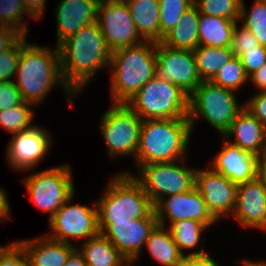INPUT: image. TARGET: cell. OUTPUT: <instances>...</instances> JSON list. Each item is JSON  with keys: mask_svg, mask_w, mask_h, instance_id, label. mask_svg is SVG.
I'll list each match as a JSON object with an SVG mask.
<instances>
[{"mask_svg": "<svg viewBox=\"0 0 266 266\" xmlns=\"http://www.w3.org/2000/svg\"><path fill=\"white\" fill-rule=\"evenodd\" d=\"M27 12L36 20L44 15L46 0H22Z\"/></svg>", "mask_w": 266, "mask_h": 266, "instance_id": "43", "label": "cell"}, {"mask_svg": "<svg viewBox=\"0 0 266 266\" xmlns=\"http://www.w3.org/2000/svg\"><path fill=\"white\" fill-rule=\"evenodd\" d=\"M17 242L28 255L31 266H64L69 255L77 248L74 244L51 239L45 234Z\"/></svg>", "mask_w": 266, "mask_h": 266, "instance_id": "22", "label": "cell"}, {"mask_svg": "<svg viewBox=\"0 0 266 266\" xmlns=\"http://www.w3.org/2000/svg\"><path fill=\"white\" fill-rule=\"evenodd\" d=\"M58 48L63 79L76 95L98 70L109 66L112 55L97 22L70 35Z\"/></svg>", "mask_w": 266, "mask_h": 266, "instance_id": "1", "label": "cell"}, {"mask_svg": "<svg viewBox=\"0 0 266 266\" xmlns=\"http://www.w3.org/2000/svg\"><path fill=\"white\" fill-rule=\"evenodd\" d=\"M199 15L200 12L193 3L182 14L176 26L164 36L162 43L174 49H196L199 46Z\"/></svg>", "mask_w": 266, "mask_h": 266, "instance_id": "24", "label": "cell"}, {"mask_svg": "<svg viewBox=\"0 0 266 266\" xmlns=\"http://www.w3.org/2000/svg\"><path fill=\"white\" fill-rule=\"evenodd\" d=\"M97 23L112 52L144 42L134 25L125 0L99 1Z\"/></svg>", "mask_w": 266, "mask_h": 266, "instance_id": "12", "label": "cell"}, {"mask_svg": "<svg viewBox=\"0 0 266 266\" xmlns=\"http://www.w3.org/2000/svg\"><path fill=\"white\" fill-rule=\"evenodd\" d=\"M154 211L158 225L164 227L167 224L166 218L170 224L189 219L202 222L208 228L218 222L208 211L206 203L196 187L162 198L154 206Z\"/></svg>", "mask_w": 266, "mask_h": 266, "instance_id": "16", "label": "cell"}, {"mask_svg": "<svg viewBox=\"0 0 266 266\" xmlns=\"http://www.w3.org/2000/svg\"><path fill=\"white\" fill-rule=\"evenodd\" d=\"M235 91L220 87L211 81H202L189 95L191 130L199 117L207 121L223 136L230 128L236 115L244 108L238 104Z\"/></svg>", "mask_w": 266, "mask_h": 266, "instance_id": "6", "label": "cell"}, {"mask_svg": "<svg viewBox=\"0 0 266 266\" xmlns=\"http://www.w3.org/2000/svg\"><path fill=\"white\" fill-rule=\"evenodd\" d=\"M194 3V0H159L160 42L179 22L182 14Z\"/></svg>", "mask_w": 266, "mask_h": 266, "instance_id": "33", "label": "cell"}, {"mask_svg": "<svg viewBox=\"0 0 266 266\" xmlns=\"http://www.w3.org/2000/svg\"><path fill=\"white\" fill-rule=\"evenodd\" d=\"M64 266H87L83 255L76 248L68 257Z\"/></svg>", "mask_w": 266, "mask_h": 266, "instance_id": "48", "label": "cell"}, {"mask_svg": "<svg viewBox=\"0 0 266 266\" xmlns=\"http://www.w3.org/2000/svg\"><path fill=\"white\" fill-rule=\"evenodd\" d=\"M157 225L156 218H139L98 223V228L127 260L137 261L145 242Z\"/></svg>", "mask_w": 266, "mask_h": 266, "instance_id": "15", "label": "cell"}, {"mask_svg": "<svg viewBox=\"0 0 266 266\" xmlns=\"http://www.w3.org/2000/svg\"><path fill=\"white\" fill-rule=\"evenodd\" d=\"M23 102L14 81L0 82V111L7 110Z\"/></svg>", "mask_w": 266, "mask_h": 266, "instance_id": "40", "label": "cell"}, {"mask_svg": "<svg viewBox=\"0 0 266 266\" xmlns=\"http://www.w3.org/2000/svg\"><path fill=\"white\" fill-rule=\"evenodd\" d=\"M223 137L256 156L266 153V126L245 108L236 115Z\"/></svg>", "mask_w": 266, "mask_h": 266, "instance_id": "21", "label": "cell"}, {"mask_svg": "<svg viewBox=\"0 0 266 266\" xmlns=\"http://www.w3.org/2000/svg\"><path fill=\"white\" fill-rule=\"evenodd\" d=\"M156 56L155 76L179 86L188 95L202 82L192 50L174 49L158 42Z\"/></svg>", "mask_w": 266, "mask_h": 266, "instance_id": "13", "label": "cell"}, {"mask_svg": "<svg viewBox=\"0 0 266 266\" xmlns=\"http://www.w3.org/2000/svg\"><path fill=\"white\" fill-rule=\"evenodd\" d=\"M237 21L210 16L199 15V46L231 47L233 29Z\"/></svg>", "mask_w": 266, "mask_h": 266, "instance_id": "27", "label": "cell"}, {"mask_svg": "<svg viewBox=\"0 0 266 266\" xmlns=\"http://www.w3.org/2000/svg\"><path fill=\"white\" fill-rule=\"evenodd\" d=\"M74 194L61 206V208L49 219L51 230L48 237L57 241L71 243L70 237L79 241L88 240L98 235V208L97 203L92 207L71 204Z\"/></svg>", "mask_w": 266, "mask_h": 266, "instance_id": "11", "label": "cell"}, {"mask_svg": "<svg viewBox=\"0 0 266 266\" xmlns=\"http://www.w3.org/2000/svg\"><path fill=\"white\" fill-rule=\"evenodd\" d=\"M198 74L202 81H210L234 54L231 47L198 46L193 50Z\"/></svg>", "mask_w": 266, "mask_h": 266, "instance_id": "29", "label": "cell"}, {"mask_svg": "<svg viewBox=\"0 0 266 266\" xmlns=\"http://www.w3.org/2000/svg\"><path fill=\"white\" fill-rule=\"evenodd\" d=\"M22 49L23 36L10 48L0 52V82L14 81L13 76L15 77Z\"/></svg>", "mask_w": 266, "mask_h": 266, "instance_id": "36", "label": "cell"}, {"mask_svg": "<svg viewBox=\"0 0 266 266\" xmlns=\"http://www.w3.org/2000/svg\"><path fill=\"white\" fill-rule=\"evenodd\" d=\"M107 186L103 196L96 200L98 223L156 218L150 198L129 172L116 173Z\"/></svg>", "mask_w": 266, "mask_h": 266, "instance_id": "5", "label": "cell"}, {"mask_svg": "<svg viewBox=\"0 0 266 266\" xmlns=\"http://www.w3.org/2000/svg\"><path fill=\"white\" fill-rule=\"evenodd\" d=\"M136 262H138V261H136V260H127L125 263H123L121 266H136Z\"/></svg>", "mask_w": 266, "mask_h": 266, "instance_id": "50", "label": "cell"}, {"mask_svg": "<svg viewBox=\"0 0 266 266\" xmlns=\"http://www.w3.org/2000/svg\"><path fill=\"white\" fill-rule=\"evenodd\" d=\"M223 140L225 143L212 159L211 168L237 185L257 178L258 156L240 149L224 137Z\"/></svg>", "mask_w": 266, "mask_h": 266, "instance_id": "19", "label": "cell"}, {"mask_svg": "<svg viewBox=\"0 0 266 266\" xmlns=\"http://www.w3.org/2000/svg\"><path fill=\"white\" fill-rule=\"evenodd\" d=\"M195 187L202 195L208 211L219 221L233 215L237 197V184L211 169H196Z\"/></svg>", "mask_w": 266, "mask_h": 266, "instance_id": "17", "label": "cell"}, {"mask_svg": "<svg viewBox=\"0 0 266 266\" xmlns=\"http://www.w3.org/2000/svg\"><path fill=\"white\" fill-rule=\"evenodd\" d=\"M192 130L188 118L143 120L136 168L149 163L185 159Z\"/></svg>", "mask_w": 266, "mask_h": 266, "instance_id": "3", "label": "cell"}, {"mask_svg": "<svg viewBox=\"0 0 266 266\" xmlns=\"http://www.w3.org/2000/svg\"><path fill=\"white\" fill-rule=\"evenodd\" d=\"M16 76L18 81L14 80V83L23 101L35 106L44 100L52 88L56 87L55 85L62 87L70 106H72L71 98L77 96L63 79L57 45L53 50L47 46L30 44L26 36H23V49L19 57Z\"/></svg>", "mask_w": 266, "mask_h": 266, "instance_id": "2", "label": "cell"}, {"mask_svg": "<svg viewBox=\"0 0 266 266\" xmlns=\"http://www.w3.org/2000/svg\"><path fill=\"white\" fill-rule=\"evenodd\" d=\"M182 162H185V159L149 163L137 167L139 175H130L141 185L155 206L164 197L195 187L196 169L188 168Z\"/></svg>", "mask_w": 266, "mask_h": 266, "instance_id": "8", "label": "cell"}, {"mask_svg": "<svg viewBox=\"0 0 266 266\" xmlns=\"http://www.w3.org/2000/svg\"><path fill=\"white\" fill-rule=\"evenodd\" d=\"M6 191L0 187V222L3 223L6 220H9L11 218V208L9 206V202L7 201V193ZM3 221V222H2Z\"/></svg>", "mask_w": 266, "mask_h": 266, "instance_id": "46", "label": "cell"}, {"mask_svg": "<svg viewBox=\"0 0 266 266\" xmlns=\"http://www.w3.org/2000/svg\"><path fill=\"white\" fill-rule=\"evenodd\" d=\"M167 225H169L168 229L173 236L174 242L185 257L208 254L204 251L203 245L199 251L195 250L202 239L203 231L208 228L205 224L195 220L184 219ZM193 249L195 252L183 253V250Z\"/></svg>", "mask_w": 266, "mask_h": 266, "instance_id": "28", "label": "cell"}, {"mask_svg": "<svg viewBox=\"0 0 266 266\" xmlns=\"http://www.w3.org/2000/svg\"><path fill=\"white\" fill-rule=\"evenodd\" d=\"M79 248L87 266H121L127 261L101 233L82 242Z\"/></svg>", "mask_w": 266, "mask_h": 266, "instance_id": "26", "label": "cell"}, {"mask_svg": "<svg viewBox=\"0 0 266 266\" xmlns=\"http://www.w3.org/2000/svg\"><path fill=\"white\" fill-rule=\"evenodd\" d=\"M243 266H266V261L263 259L262 260H259L258 262L257 261H250V260H243L242 263Z\"/></svg>", "mask_w": 266, "mask_h": 266, "instance_id": "49", "label": "cell"}, {"mask_svg": "<svg viewBox=\"0 0 266 266\" xmlns=\"http://www.w3.org/2000/svg\"><path fill=\"white\" fill-rule=\"evenodd\" d=\"M156 43L138 45L112 52L111 97L113 103H127L156 73Z\"/></svg>", "mask_w": 266, "mask_h": 266, "instance_id": "4", "label": "cell"}, {"mask_svg": "<svg viewBox=\"0 0 266 266\" xmlns=\"http://www.w3.org/2000/svg\"><path fill=\"white\" fill-rule=\"evenodd\" d=\"M244 108L266 126V91L253 95L244 103Z\"/></svg>", "mask_w": 266, "mask_h": 266, "instance_id": "41", "label": "cell"}, {"mask_svg": "<svg viewBox=\"0 0 266 266\" xmlns=\"http://www.w3.org/2000/svg\"><path fill=\"white\" fill-rule=\"evenodd\" d=\"M157 225L145 242L150 255L163 266H181L185 256L181 253L169 229Z\"/></svg>", "mask_w": 266, "mask_h": 266, "instance_id": "25", "label": "cell"}, {"mask_svg": "<svg viewBox=\"0 0 266 266\" xmlns=\"http://www.w3.org/2000/svg\"><path fill=\"white\" fill-rule=\"evenodd\" d=\"M134 25L144 41L160 42L159 0H125Z\"/></svg>", "mask_w": 266, "mask_h": 266, "instance_id": "23", "label": "cell"}, {"mask_svg": "<svg viewBox=\"0 0 266 266\" xmlns=\"http://www.w3.org/2000/svg\"><path fill=\"white\" fill-rule=\"evenodd\" d=\"M9 245L6 246H0V254L8 247Z\"/></svg>", "mask_w": 266, "mask_h": 266, "instance_id": "51", "label": "cell"}, {"mask_svg": "<svg viewBox=\"0 0 266 266\" xmlns=\"http://www.w3.org/2000/svg\"><path fill=\"white\" fill-rule=\"evenodd\" d=\"M102 115L100 133L108 155L113 159L120 155L136 156L143 119L126 103H113Z\"/></svg>", "mask_w": 266, "mask_h": 266, "instance_id": "9", "label": "cell"}, {"mask_svg": "<svg viewBox=\"0 0 266 266\" xmlns=\"http://www.w3.org/2000/svg\"><path fill=\"white\" fill-rule=\"evenodd\" d=\"M32 106L35 107L34 104L23 101L7 110H1L0 126L11 134L33 128L37 124H32L35 118Z\"/></svg>", "mask_w": 266, "mask_h": 266, "instance_id": "30", "label": "cell"}, {"mask_svg": "<svg viewBox=\"0 0 266 266\" xmlns=\"http://www.w3.org/2000/svg\"><path fill=\"white\" fill-rule=\"evenodd\" d=\"M259 45V41L252 32L243 25L238 29V24L236 23L233 29L231 44L234 56L240 57L247 50L256 49Z\"/></svg>", "mask_w": 266, "mask_h": 266, "instance_id": "37", "label": "cell"}, {"mask_svg": "<svg viewBox=\"0 0 266 266\" xmlns=\"http://www.w3.org/2000/svg\"><path fill=\"white\" fill-rule=\"evenodd\" d=\"M181 266H220L209 254L203 256H186Z\"/></svg>", "mask_w": 266, "mask_h": 266, "instance_id": "44", "label": "cell"}, {"mask_svg": "<svg viewBox=\"0 0 266 266\" xmlns=\"http://www.w3.org/2000/svg\"><path fill=\"white\" fill-rule=\"evenodd\" d=\"M253 86L261 91H266V63L249 76Z\"/></svg>", "mask_w": 266, "mask_h": 266, "instance_id": "45", "label": "cell"}, {"mask_svg": "<svg viewBox=\"0 0 266 266\" xmlns=\"http://www.w3.org/2000/svg\"><path fill=\"white\" fill-rule=\"evenodd\" d=\"M58 3L57 46L81 28L97 22L99 0H61Z\"/></svg>", "mask_w": 266, "mask_h": 266, "instance_id": "20", "label": "cell"}, {"mask_svg": "<svg viewBox=\"0 0 266 266\" xmlns=\"http://www.w3.org/2000/svg\"><path fill=\"white\" fill-rule=\"evenodd\" d=\"M242 0H194L200 13L239 21Z\"/></svg>", "mask_w": 266, "mask_h": 266, "instance_id": "35", "label": "cell"}, {"mask_svg": "<svg viewBox=\"0 0 266 266\" xmlns=\"http://www.w3.org/2000/svg\"><path fill=\"white\" fill-rule=\"evenodd\" d=\"M232 216L242 227L266 230V188L257 178L237 185Z\"/></svg>", "mask_w": 266, "mask_h": 266, "instance_id": "18", "label": "cell"}, {"mask_svg": "<svg viewBox=\"0 0 266 266\" xmlns=\"http://www.w3.org/2000/svg\"><path fill=\"white\" fill-rule=\"evenodd\" d=\"M24 14L33 18L25 9L22 0H0V25L13 28L27 37L29 30L27 23L23 22V17L26 16Z\"/></svg>", "mask_w": 266, "mask_h": 266, "instance_id": "34", "label": "cell"}, {"mask_svg": "<svg viewBox=\"0 0 266 266\" xmlns=\"http://www.w3.org/2000/svg\"><path fill=\"white\" fill-rule=\"evenodd\" d=\"M67 164L32 173L24 179L30 200L43 212H49L48 220L75 193L73 174Z\"/></svg>", "mask_w": 266, "mask_h": 266, "instance_id": "10", "label": "cell"}, {"mask_svg": "<svg viewBox=\"0 0 266 266\" xmlns=\"http://www.w3.org/2000/svg\"><path fill=\"white\" fill-rule=\"evenodd\" d=\"M21 36L13 28L0 25V52L10 48Z\"/></svg>", "mask_w": 266, "mask_h": 266, "instance_id": "42", "label": "cell"}, {"mask_svg": "<svg viewBox=\"0 0 266 266\" xmlns=\"http://www.w3.org/2000/svg\"><path fill=\"white\" fill-rule=\"evenodd\" d=\"M0 266H31V263L22 246L14 241L0 254Z\"/></svg>", "mask_w": 266, "mask_h": 266, "instance_id": "38", "label": "cell"}, {"mask_svg": "<svg viewBox=\"0 0 266 266\" xmlns=\"http://www.w3.org/2000/svg\"><path fill=\"white\" fill-rule=\"evenodd\" d=\"M248 80L249 77L244 71L240 58L234 56L228 63L220 68L210 81L220 87L238 91Z\"/></svg>", "mask_w": 266, "mask_h": 266, "instance_id": "32", "label": "cell"}, {"mask_svg": "<svg viewBox=\"0 0 266 266\" xmlns=\"http://www.w3.org/2000/svg\"><path fill=\"white\" fill-rule=\"evenodd\" d=\"M143 120L188 118L189 95L157 76L150 79L127 103Z\"/></svg>", "mask_w": 266, "mask_h": 266, "instance_id": "7", "label": "cell"}, {"mask_svg": "<svg viewBox=\"0 0 266 266\" xmlns=\"http://www.w3.org/2000/svg\"><path fill=\"white\" fill-rule=\"evenodd\" d=\"M52 136L46 128L35 125L28 130L15 133L7 144L6 158L9 165L19 172L34 170L52 146Z\"/></svg>", "mask_w": 266, "mask_h": 266, "instance_id": "14", "label": "cell"}, {"mask_svg": "<svg viewBox=\"0 0 266 266\" xmlns=\"http://www.w3.org/2000/svg\"><path fill=\"white\" fill-rule=\"evenodd\" d=\"M247 11L242 0L239 21L254 34L260 45L266 47V0H255L252 9Z\"/></svg>", "mask_w": 266, "mask_h": 266, "instance_id": "31", "label": "cell"}, {"mask_svg": "<svg viewBox=\"0 0 266 266\" xmlns=\"http://www.w3.org/2000/svg\"><path fill=\"white\" fill-rule=\"evenodd\" d=\"M239 58L249 77L266 63V47L259 45L256 49L247 50Z\"/></svg>", "mask_w": 266, "mask_h": 266, "instance_id": "39", "label": "cell"}, {"mask_svg": "<svg viewBox=\"0 0 266 266\" xmlns=\"http://www.w3.org/2000/svg\"><path fill=\"white\" fill-rule=\"evenodd\" d=\"M257 179L266 188V153L258 156L257 160Z\"/></svg>", "mask_w": 266, "mask_h": 266, "instance_id": "47", "label": "cell"}]
</instances>
